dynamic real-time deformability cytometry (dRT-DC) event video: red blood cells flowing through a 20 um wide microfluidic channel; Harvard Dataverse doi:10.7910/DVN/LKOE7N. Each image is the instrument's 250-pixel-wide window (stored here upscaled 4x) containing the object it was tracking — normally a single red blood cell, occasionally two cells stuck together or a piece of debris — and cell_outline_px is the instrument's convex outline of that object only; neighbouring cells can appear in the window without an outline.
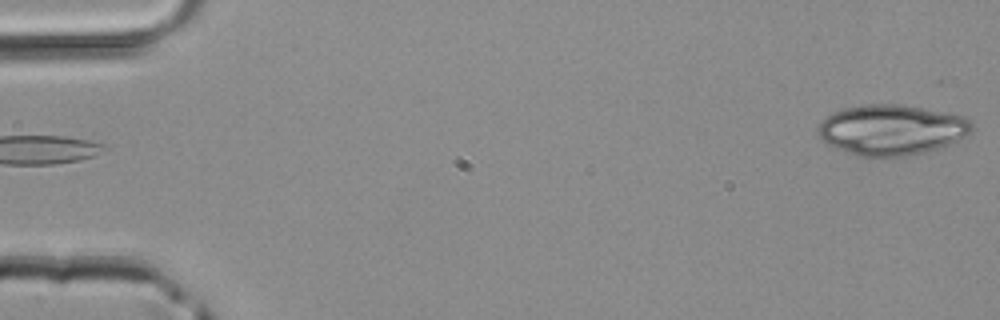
{"species": "common noctule bat (a hibernating species)", "species_latin": "Nyctalus noctula", "temperature_condition": "room temperature", "stored_images_in_passage": 3, "segment_of_instrument_passage": [2, 2], "camera_frame_rate_fps": 3000, "um_per_image_px": 0.085, "animal": {"sex": "male", "body_mass_g": 20.4}, "frame": {"image": 1, "passage_image": 3, "time_ms": 0.667, "image_size_px": [1000, 320], "cell_outline_px": [[972, 132], [948, 144], [924, 152], [908, 156], [856, 156], [836, 148], [828, 144], [816, 132], [816, 128], [820, 120], [824, 116], [832, 112], [844, 108], [864, 104], [896, 104], [920, 108], [964, 116], [972, 124]], "centroid_in_image_um": [75.71, 11.03], "position_along_channel_um": 9.3, "area_um2": 44.97}}